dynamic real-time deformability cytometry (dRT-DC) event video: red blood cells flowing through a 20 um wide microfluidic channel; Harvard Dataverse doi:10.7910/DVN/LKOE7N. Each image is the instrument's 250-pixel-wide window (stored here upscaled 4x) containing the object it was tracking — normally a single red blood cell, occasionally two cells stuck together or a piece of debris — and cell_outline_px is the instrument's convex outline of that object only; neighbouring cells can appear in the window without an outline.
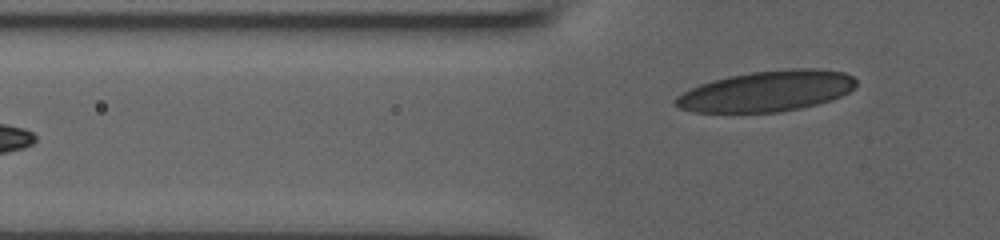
{"species": "human", "species_latin": "Homo sapiens", "temperature_condition": "room temperature", "stored_images_in_passage": 7, "segment_of_instrument_passage": [2, 2], "camera_frame_rate_fps": 3000, "um_per_image_px": 0.085, "donor": {"sex": "male"}, "frame": {"image": 1, "passage_image": 7, "time_ms": 2.0, "image_size_px": [1000, 240], "cell_outline_px": [[856, 84], [848, 92], [832, 100], [800, 108], [780, 112], [692, 112], [680, 108], [672, 104], [672, 100], [676, 96], [700, 84], [712, 80], [728, 76], [752, 72], [788, 68], [816, 68], [844, 72], [852, 76], [856, 80]], "centroid_in_image_um": [65.15, 7.74], "position_along_channel_um": 60.6, "area_um2": 42.95}}